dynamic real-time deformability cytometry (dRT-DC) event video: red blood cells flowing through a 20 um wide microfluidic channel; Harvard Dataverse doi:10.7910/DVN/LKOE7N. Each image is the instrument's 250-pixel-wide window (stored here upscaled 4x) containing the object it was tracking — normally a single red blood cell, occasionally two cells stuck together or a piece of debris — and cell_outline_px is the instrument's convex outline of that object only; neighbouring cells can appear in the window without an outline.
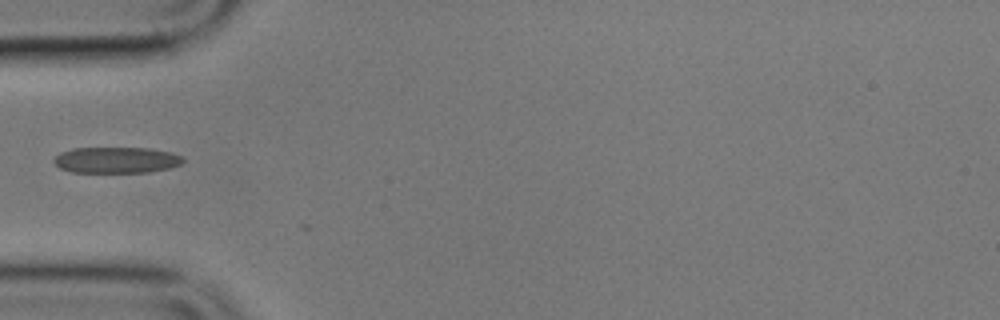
{"species": "common noctule bat (a hibernating species)", "species_latin": "Nyctalus noctula", "temperature_condition": "cold", "stored_images_in_passage": 6, "camera_frame_rate_fps": 3000, "um_per_image_px": 0.085, "animal": {"sex": "male", "body_mass_g": 17.9}, "frame": {"image": 1, "passage_image": 6, "time_ms": 7.0, "image_size_px": [1000, 320], "cell_outline_px": [[184, 160], [180, 164], [168, 168], [148, 172], [72, 172], [60, 168], [52, 160], [60, 152], [72, 148], [148, 148], [172, 152], [180, 156]], "centroid_in_image_um": [9.86, 13.6], "position_along_channel_um": 75.1, "area_um2": 19.54}}